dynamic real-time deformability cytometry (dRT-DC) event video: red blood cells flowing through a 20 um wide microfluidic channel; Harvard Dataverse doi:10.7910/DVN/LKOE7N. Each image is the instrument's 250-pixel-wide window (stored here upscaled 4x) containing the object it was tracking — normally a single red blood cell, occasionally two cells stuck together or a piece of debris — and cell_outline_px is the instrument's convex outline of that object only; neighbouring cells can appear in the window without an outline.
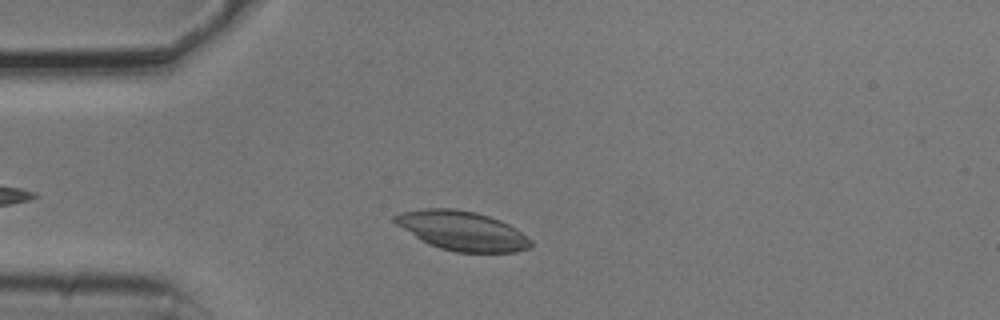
{"species": "common noctule bat (a hibernating species)", "species_latin": "Nyctalus noctula", "temperature_condition": "cold", "stored_images_in_passage": 42, "camera_frame_rate_fps": 3000, "um_per_image_px": 0.085, "animal": {"sex": "male", "body_mass_g": 20.5, "forearm_length_mm": 52.5}, "frame": {"image": 1, "passage_image": 7, "time_ms": 2.0, "image_size_px": [1000, 320], "cell_outline_px": [[532, 244], [528, 248], [516, 252], [456, 252], [440, 248], [428, 244], [420, 240], [396, 224], [392, 220], [392, 216], [400, 212], [424, 208], [456, 208], [476, 212], [500, 220], [516, 228], [532, 240]], "centroid_in_image_um": [39.26, 19.6], "position_along_channel_um": 45.7, "area_um2": 31.27}}
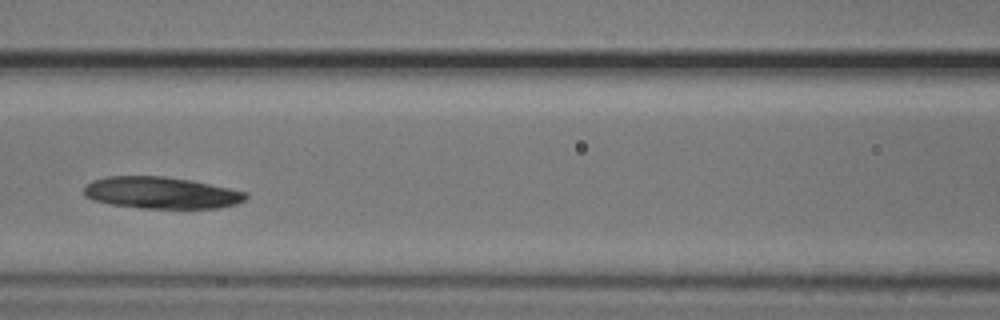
{"frame": {"image": 2, "passage_image": 17, "time_ms": 5.333, "image_size_px": [1000, 320], "cell_outline_px": [[248, 196], [244, 200], [236, 204], [220, 208], [144, 208], [112, 204], [92, 200], [84, 196], [84, 184], [92, 180], [108, 176], [164, 176], [192, 180], [248, 192]], "centroid_in_image_um": [13.7, 16.38], "position_along_channel_um": 152.9, "area_um2": 30.11}}
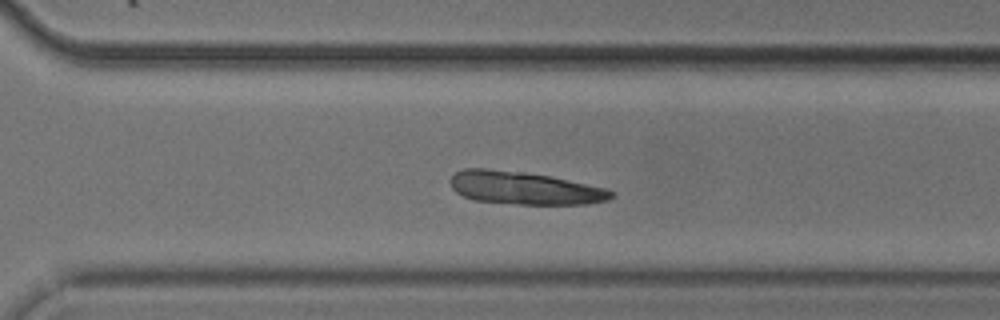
{"frame": {"image": 3, "passage_image": 31, "time_ms": 10.0, "image_size_px": [1000, 320], "cell_outline_px": [[616, 196], [608, 200], [584, 204], [520, 204], [472, 200], [456, 192], [452, 188], [448, 180], [456, 172], [464, 168], [488, 168], [552, 176], [608, 188], [616, 192]], "centroid_in_image_um": [44.6, 15.98], "position_along_channel_um": 326.0, "area_um2": 31.04}}